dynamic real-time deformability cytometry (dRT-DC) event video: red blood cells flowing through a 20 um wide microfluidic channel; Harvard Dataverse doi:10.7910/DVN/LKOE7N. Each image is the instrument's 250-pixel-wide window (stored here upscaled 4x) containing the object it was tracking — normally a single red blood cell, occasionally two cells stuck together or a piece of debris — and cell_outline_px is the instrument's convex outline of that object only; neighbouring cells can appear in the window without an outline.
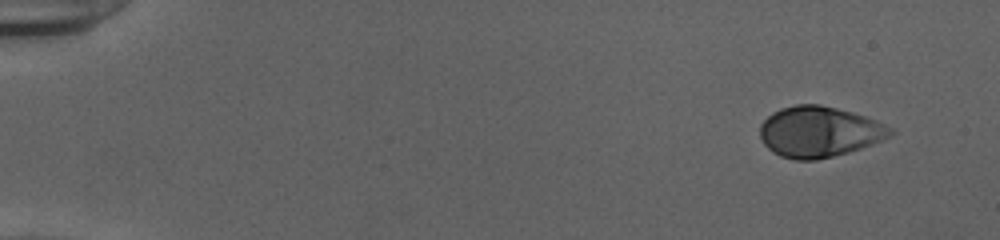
{"species": "human", "species_latin": "Homo sapiens", "temperature_condition": "cold", "stored_images_in_passage": 50, "camera_frame_rate_fps": 3000, "um_per_image_px": 0.085, "donor": {"sex": "female"}, "frame": {"image": 1, "passage_image": 1, "time_ms": 0.0, "image_size_px": [1000, 240], "cell_outline_px": [[896, 132], [872, 144], [848, 152], [816, 160], [796, 160], [780, 156], [772, 152], [764, 144], [760, 136], [760, 124], [772, 112], [780, 108], [796, 104], [820, 104], [852, 112], [864, 116], [892, 128]], "centroid_in_image_um": [69.58, 11.2], "position_along_channel_um": 15.4, "area_um2": 38.38}}
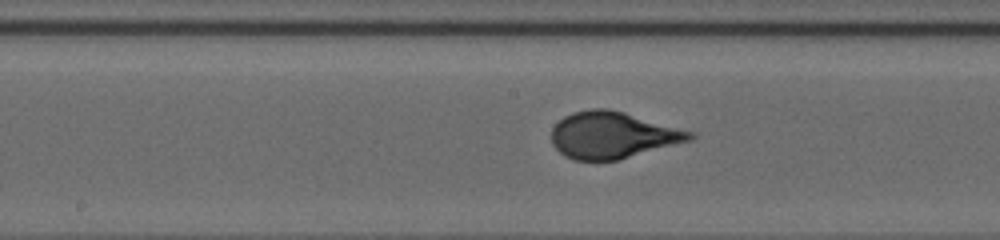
{"frame": {"image": 2, "passage_image": 26, "time_ms": 8.333, "image_size_px": [1000, 240], "cell_outline_px": [[696, 136], [692, 140], [620, 160], [572, 160], [564, 156], [552, 144], [552, 128], [564, 116], [572, 112], [592, 108], [608, 108], [624, 112], [696, 132]], "centroid_in_image_um": [52.1, 11.49], "position_along_channel_um": 196.1, "area_um2": 37.92}}
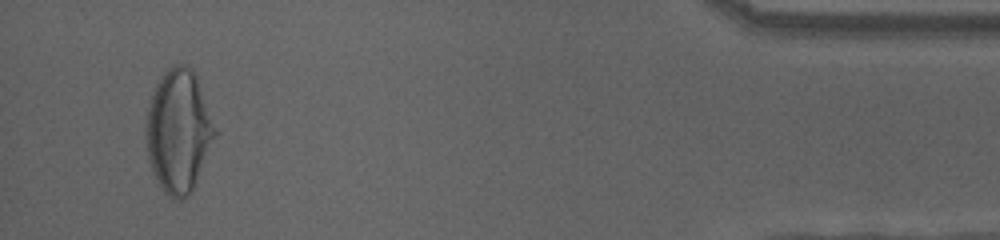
{"frame": {"image": 3, "passage_image": 48, "time_ms": 15.667, "image_size_px": [1000, 240], "cell_outline_px": [[220, 132], [192, 192], [188, 196], [180, 200], [172, 200], [164, 192], [156, 180], [152, 172], [148, 160], [144, 136], [144, 124], [152, 92], [160, 76], [172, 64], [188, 64], [192, 68], [196, 76]], "centroid_in_image_um": [15.2, 11.16], "position_along_channel_um": 420.0, "area_um2": 51.04}}